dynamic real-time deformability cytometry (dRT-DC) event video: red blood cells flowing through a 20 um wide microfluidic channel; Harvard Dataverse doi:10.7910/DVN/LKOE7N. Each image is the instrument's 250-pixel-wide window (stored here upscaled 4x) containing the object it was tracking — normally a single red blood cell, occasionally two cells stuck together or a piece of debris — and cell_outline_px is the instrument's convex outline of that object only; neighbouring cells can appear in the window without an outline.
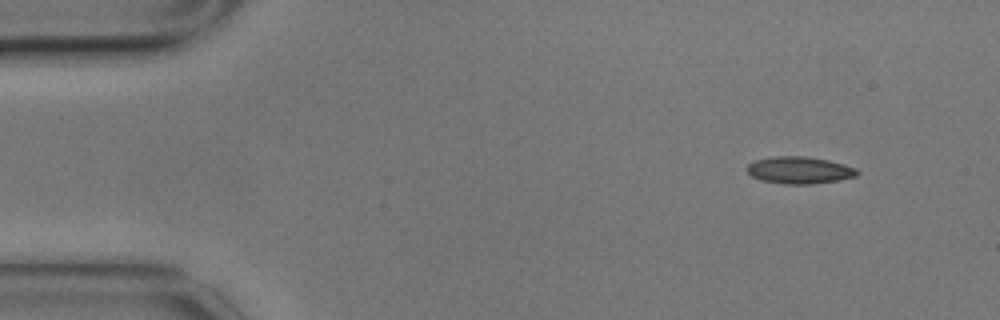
{"species": "common noctule bat (a hibernating species)", "species_latin": "Nyctalus noctula", "temperature_condition": "cold", "stored_images_in_passage": 4, "camera_frame_rate_fps": 3000, "um_per_image_px": 0.085, "animal": {"sex": "male", "body_mass_g": 17.9}, "frame": {"image": 1, "passage_image": 1, "time_ms": 0.0, "image_size_px": [1000, 320], "cell_outline_px": [[860, 172], [856, 176], [840, 180], [812, 184], [784, 184], [760, 180], [752, 176], [744, 168], [752, 160], [776, 156], [804, 156], [828, 160], [844, 164], [856, 168]], "centroid_in_image_um": [67.93, 14.46], "position_along_channel_um": 17.1, "area_um2": 17.57}}
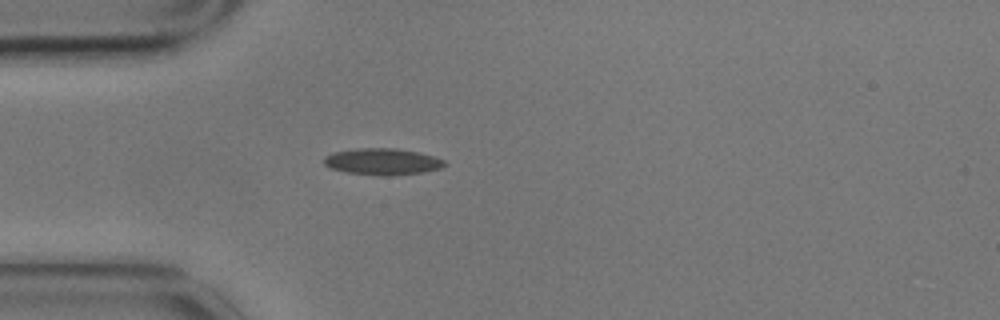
{"frame": {"image": 2, "passage_image": 4, "time_ms": 1.0, "image_size_px": [1000, 320], "cell_outline_px": [[448, 164], [440, 168], [420, 172], [380, 176], [344, 172], [332, 168], [324, 164], [324, 156], [332, 152], [356, 148], [396, 148], [416, 152], [432, 156], [444, 160]], "centroid_in_image_um": [32.45, 13.73], "position_along_channel_um": 52.5, "area_um2": 18.5}}